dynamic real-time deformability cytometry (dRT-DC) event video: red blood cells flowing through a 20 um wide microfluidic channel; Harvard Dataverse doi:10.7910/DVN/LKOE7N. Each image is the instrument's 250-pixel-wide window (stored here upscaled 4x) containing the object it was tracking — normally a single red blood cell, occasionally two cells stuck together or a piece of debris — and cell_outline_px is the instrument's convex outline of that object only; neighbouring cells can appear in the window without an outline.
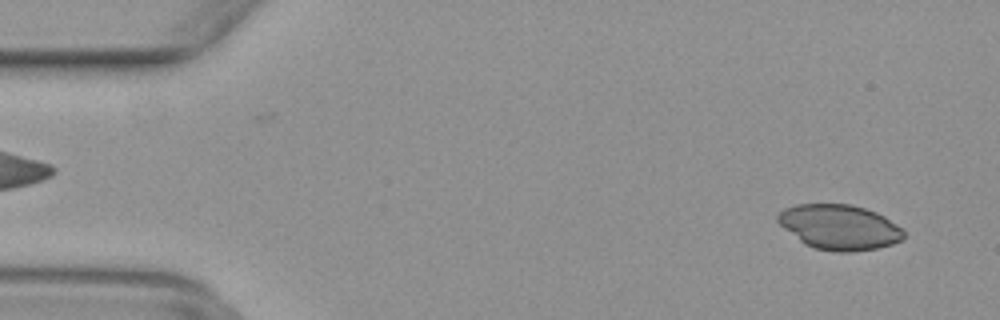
{"species": "common noctule bat (a hibernating species)", "species_latin": "Nyctalus noctula", "temperature_condition": "warm", "stored_images_in_passage": 49, "camera_frame_rate_fps": 3000, "um_per_image_px": 0.085, "animal": {"sex": "female", "body_mass_g": 29.2, "forearm_length_mm": 56.3}, "frame": {"image": 1, "passage_image": 3, "time_ms": 0.667, "image_size_px": [1000, 320], "cell_outline_px": [[904, 236], [900, 240], [892, 244], [876, 248], [852, 252], [836, 252], [812, 248], [804, 244], [784, 228], [776, 220], [776, 216], [784, 208], [796, 204], [852, 204], [876, 212], [884, 216], [900, 228], [904, 232]], "centroid_in_image_um": [71.31, 19.3], "position_along_channel_um": 13.7, "area_um2": 33.0}}